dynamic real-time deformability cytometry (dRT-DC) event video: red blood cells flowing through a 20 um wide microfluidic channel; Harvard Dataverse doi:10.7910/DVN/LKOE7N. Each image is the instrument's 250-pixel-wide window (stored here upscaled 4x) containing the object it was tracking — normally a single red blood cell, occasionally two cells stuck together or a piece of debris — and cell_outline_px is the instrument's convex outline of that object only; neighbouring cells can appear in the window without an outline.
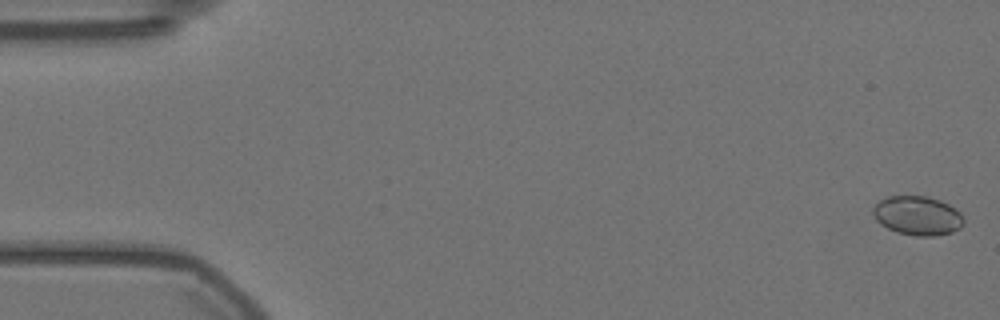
{"species": "Egyptian fruit bat (a non-hibernating species)", "species_latin": "Rousettus aegyptiacus", "temperature_condition": "warm", "stored_images_in_passage": 58, "camera_frame_rate_fps": 3000, "um_per_image_px": 0.085, "animal": {"sex": "female"}, "frame": {"image": 1, "passage_image": 2, "time_ms": 0.333, "image_size_px": [1000, 320], "cell_outline_px": [[964, 224], [960, 228], [952, 232], [936, 236], [916, 236], [896, 232], [880, 224], [876, 220], [872, 212], [872, 208], [884, 196], [928, 196], [940, 200], [956, 208], [960, 212], [964, 220]], "centroid_in_image_um": [77.99, 18.33], "position_along_channel_um": 7.0, "area_um2": 20.92}}
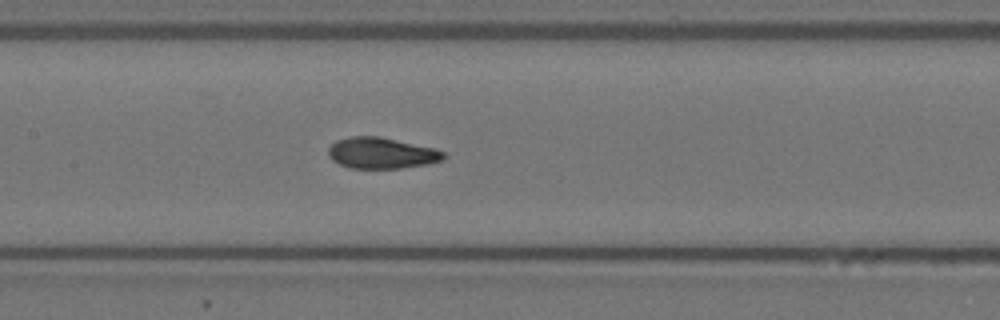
{"frame": {"image": 2, "passage_image": 28, "time_ms": 9.0, "image_size_px": [1000, 320], "cell_outline_px": [[448, 156], [444, 160], [428, 164], [400, 168], [348, 168], [332, 160], [328, 156], [328, 148], [336, 140], [352, 136], [380, 136], [436, 148], [444, 152]], "centroid_in_image_um": [32.46, 13.01], "position_along_channel_um": 174.9, "area_um2": 21.15}}
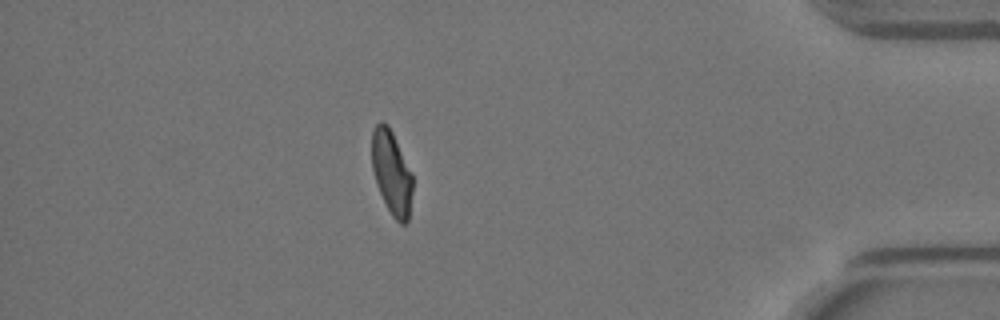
{"frame": {"image": 3, "passage_image": 51, "time_ms": 16.667, "image_size_px": [1000, 320], "cell_outline_px": [[412, 192], [408, 220], [404, 224], [400, 224], [392, 216], [376, 184], [372, 168], [372, 132], [376, 124], [380, 120], [388, 124], [412, 172]], "centroid_in_image_um": [33.28, 14.65], "position_along_channel_um": 401.9, "area_um2": 19.83}, "authors_computed_cell_mechanics": {"area_um2": 20.6346, "velocity_mm_per_s": 3.5443, "shape_relaxation_time_tau1_ms": 7.2131, "shape_relaxation_time_tau2_ms": 1.7001, "deformation_change_tau1": 0.1844, "deformation_change_tau2": 0.0706}}